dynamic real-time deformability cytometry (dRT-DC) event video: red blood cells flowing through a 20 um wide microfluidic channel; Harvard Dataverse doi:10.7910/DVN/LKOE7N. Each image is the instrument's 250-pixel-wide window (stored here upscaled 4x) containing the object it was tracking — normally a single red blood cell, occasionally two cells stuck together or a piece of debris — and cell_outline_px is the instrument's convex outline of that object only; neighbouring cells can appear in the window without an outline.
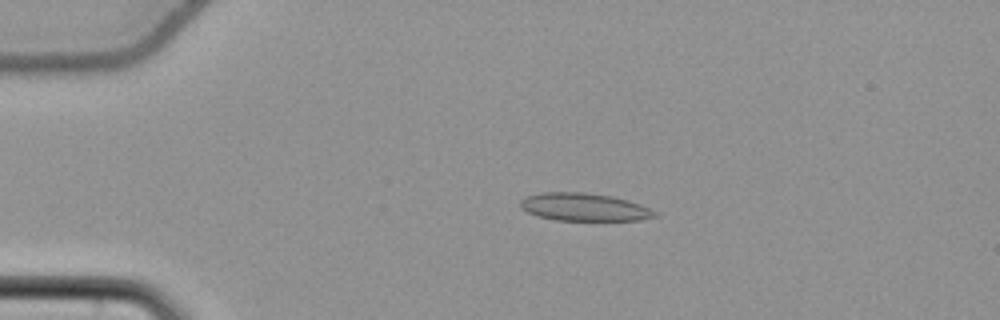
{"species": "common noctule bat (a hibernating species)", "species_latin": "Nyctalus noctula", "temperature_condition": "cold", "stored_images_in_passage": 55, "camera_frame_rate_fps": 3000, "um_per_image_px": 0.085, "animal": {"sex": "female", "body_mass_g": 22.7, "forearm_length_mm": 54.2}, "frame": {"image": 1, "passage_image": 13, "time_ms": 4.0, "image_size_px": [1000, 320], "cell_outline_px": [[656, 216], [640, 220], [556, 220], [536, 216], [520, 208], [520, 200], [524, 196], [540, 192], [584, 192], [612, 196], [628, 200], [640, 204], [656, 212]], "centroid_in_image_um": [49.59, 17.59], "position_along_channel_um": 35.4, "area_um2": 21.85}}
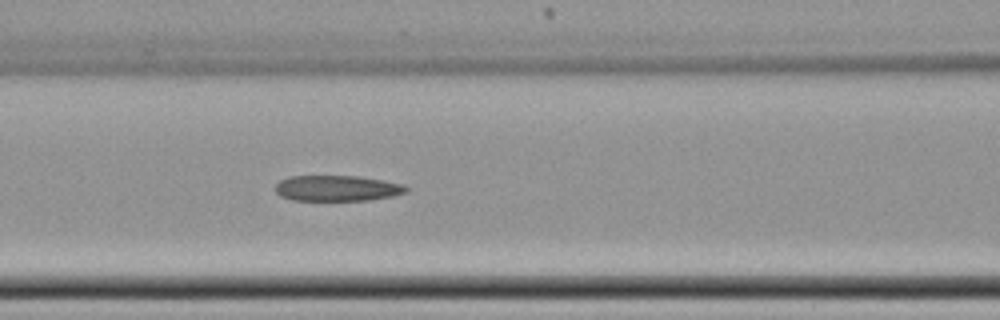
{"frame": {"image": 2, "passage_image": 25, "time_ms": 8.0, "image_size_px": [1000, 320], "cell_outline_px": [[408, 192], [392, 196], [368, 200], [292, 200], [280, 196], [276, 192], [276, 184], [280, 180], [288, 176], [360, 176], [404, 184], [408, 188]], "centroid_in_image_um": [28.66, 15.99], "position_along_channel_um": 137.9, "area_um2": 19.65}}
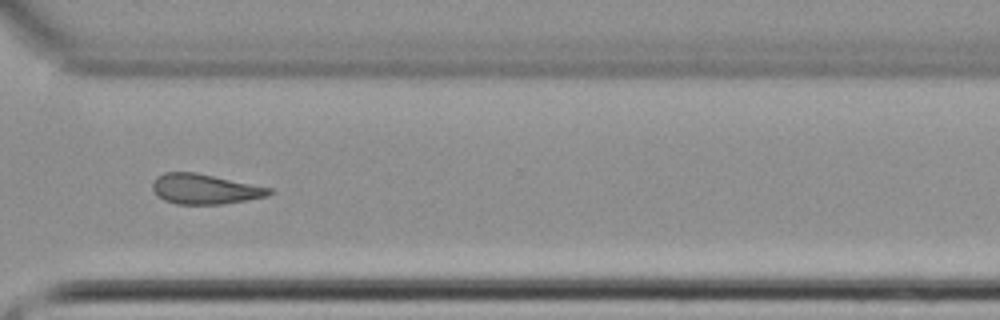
{"frame": {"image": 3, "passage_image": 42, "time_ms": 13.667, "image_size_px": [1000, 320], "cell_outline_px": [[276, 192], [268, 196], [224, 204], [176, 204], [164, 200], [152, 188], [152, 184], [156, 176], [164, 172], [196, 172], [272, 188]], "centroid_in_image_um": [17.44, 16.06], "position_along_channel_um": 353.2, "area_um2": 20.52}}